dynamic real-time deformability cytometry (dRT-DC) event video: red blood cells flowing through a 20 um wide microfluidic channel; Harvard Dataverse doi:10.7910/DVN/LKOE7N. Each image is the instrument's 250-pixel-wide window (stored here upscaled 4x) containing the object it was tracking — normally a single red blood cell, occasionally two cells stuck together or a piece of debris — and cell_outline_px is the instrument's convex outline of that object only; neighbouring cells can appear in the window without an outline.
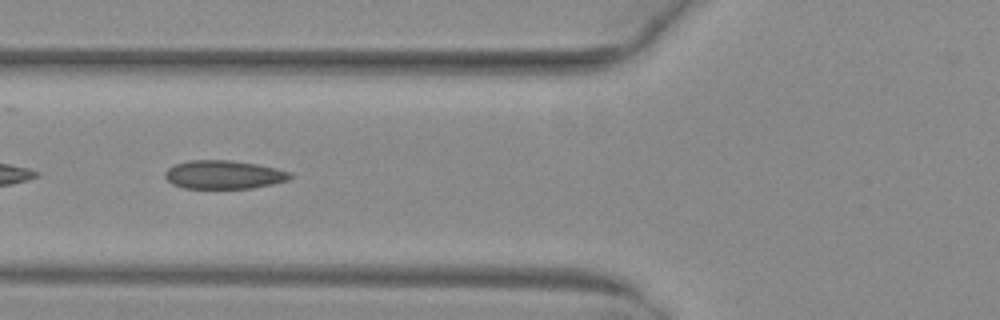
{"species": "common noctule bat (a hibernating species)", "species_latin": "Nyctalus noctula", "temperature_condition": "warm", "stored_images_in_passage": 43, "camera_frame_rate_fps": 3000, "um_per_image_px": 0.085, "animal": {"sex": "female", "body_mass_g": 29.2, "forearm_length_mm": 56.3}, "frame": {"image": 1, "passage_image": 12, "time_ms": 3.667, "image_size_px": [1000, 320], "cell_outline_px": [[292, 176], [288, 180], [272, 184], [252, 188], [184, 188], [172, 184], [164, 176], [164, 172], [168, 168], [176, 164], [188, 160], [232, 160], [256, 164], [276, 168], [292, 172]], "centroid_in_image_um": [19.02, 14.84], "position_along_channel_um": 106.8, "area_um2": 20.81}}
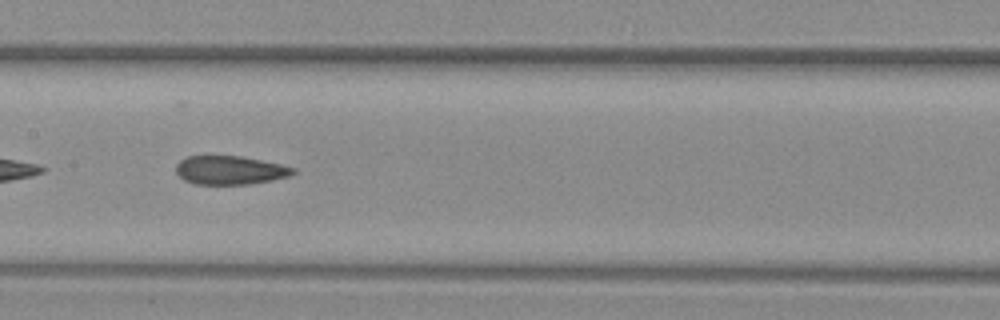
{"frame": {"image": 2, "passage_image": 18, "time_ms": 5.667, "image_size_px": [1000, 320], "cell_outline_px": [[296, 172], [288, 176], [272, 180], [248, 184], [196, 184], [184, 180], [176, 172], [176, 164], [180, 160], [188, 156], [240, 156], [280, 164], [296, 168]], "centroid_in_image_um": [19.54, 14.46], "position_along_channel_um": 187.9, "area_um2": 19.42}}
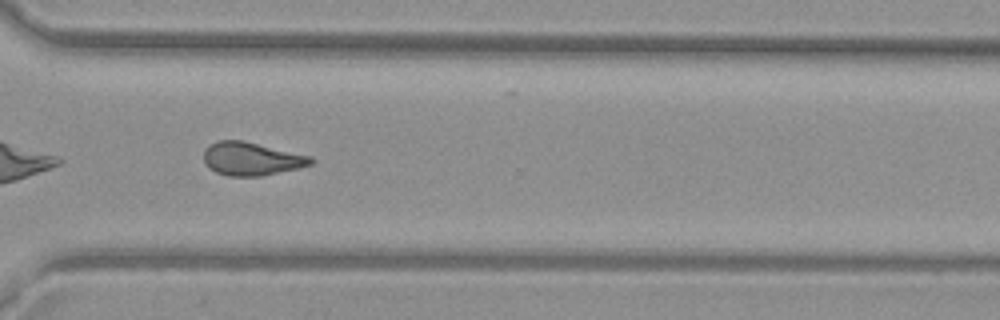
{"frame": {"image": 3, "passage_image": 30, "time_ms": 9.667, "image_size_px": [1000, 320], "cell_outline_px": [[316, 160], [312, 164], [300, 168], [260, 176], [228, 176], [216, 172], [208, 168], [204, 160], [204, 148], [208, 144], [220, 140], [244, 140], [312, 156]], "centroid_in_image_um": [21.39, 13.49], "position_along_channel_um": 349.2, "area_um2": 21.04}, "authors_computed_cell_mechanics": {"area_um2": 20.9236, "velocity_mm_per_s": 4.0397, "shape_relaxation_time_tau1_ms": null, "shape_relaxation_time_tau2_ms": 2.2069, "deformation_change_tau1": null, "deformation_change_tau2": 0.0923}}